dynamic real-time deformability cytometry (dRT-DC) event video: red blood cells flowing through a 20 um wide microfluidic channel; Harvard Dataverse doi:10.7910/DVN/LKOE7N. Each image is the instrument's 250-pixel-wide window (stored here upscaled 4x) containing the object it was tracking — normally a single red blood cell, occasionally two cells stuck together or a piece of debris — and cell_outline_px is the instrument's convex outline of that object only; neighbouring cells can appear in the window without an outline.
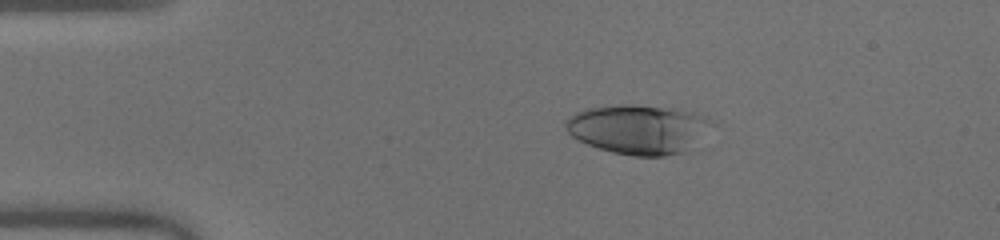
{"species": "human", "species_latin": "Homo sapiens", "temperature_condition": "warm", "stored_images_in_passage": 42, "camera_frame_rate_fps": 3000, "um_per_image_px": 0.085, "donor": {"sex": "male"}, "frame": {"image": 1, "passage_image": 1, "time_ms": 0.0, "image_size_px": [1000, 240], "cell_outline_px": [[712, 124], [692, 148], [684, 152], [664, 156], [632, 156], [612, 152], [588, 144], [572, 136], [568, 132], [564, 124], [564, 120], [576, 112], [588, 108], [616, 104], [632, 104], [676, 108], [692, 112], [704, 116], [712, 120]], "centroid_in_image_um": [54.26, 10.97], "position_along_channel_um": 30.7, "area_um2": 42.14}}
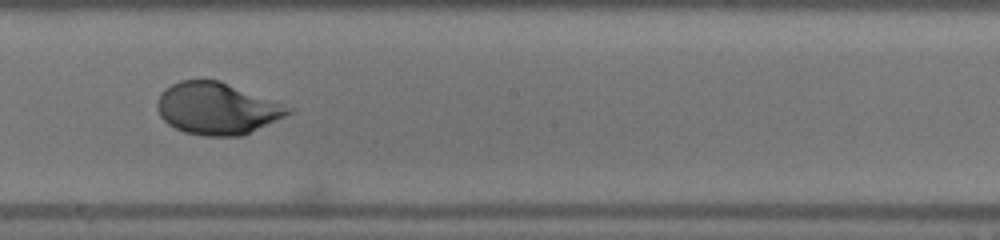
{"frame": {"image": 2, "passage_image": 20, "time_ms": 6.333, "image_size_px": [1000, 240], "cell_outline_px": [[296, 108], [292, 112], [244, 136], [204, 136], [184, 132], [168, 124], [160, 116], [156, 108], [156, 100], [160, 92], [172, 84], [180, 80], [220, 80]], "centroid_in_image_um": [18.44, 9.22], "position_along_channel_um": 229.8, "area_um2": 39.94}}
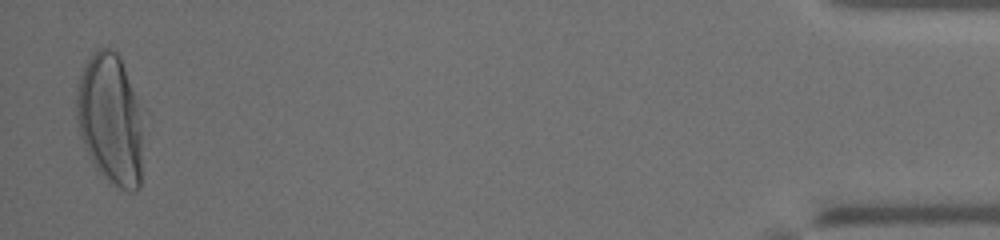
{"frame": {"image": 3, "passage_image": 41, "time_ms": 13.333, "image_size_px": [1000, 240], "cell_outline_px": [[140, 188], [136, 192], [132, 192], [120, 188], [104, 176], [96, 168], [88, 156], [80, 136], [76, 116], [76, 84], [80, 72], [92, 52], [96, 48], [108, 48], [116, 52], [120, 56], [136, 100], [140, 128]], "centroid_in_image_um": [9.3, 10.11], "position_along_channel_um": 425.9, "area_um2": 49.94}, "authors_computed_cell_mechanics": {"area_um2": 39.9398, "velocity_mm_per_s": 4.046, "shape_relaxation_time_tau1_ms": 3.8083, "shape_relaxation_time_tau2_ms": null, "deformation_change_tau1": 0.2478, "deformation_change_tau2": null}}